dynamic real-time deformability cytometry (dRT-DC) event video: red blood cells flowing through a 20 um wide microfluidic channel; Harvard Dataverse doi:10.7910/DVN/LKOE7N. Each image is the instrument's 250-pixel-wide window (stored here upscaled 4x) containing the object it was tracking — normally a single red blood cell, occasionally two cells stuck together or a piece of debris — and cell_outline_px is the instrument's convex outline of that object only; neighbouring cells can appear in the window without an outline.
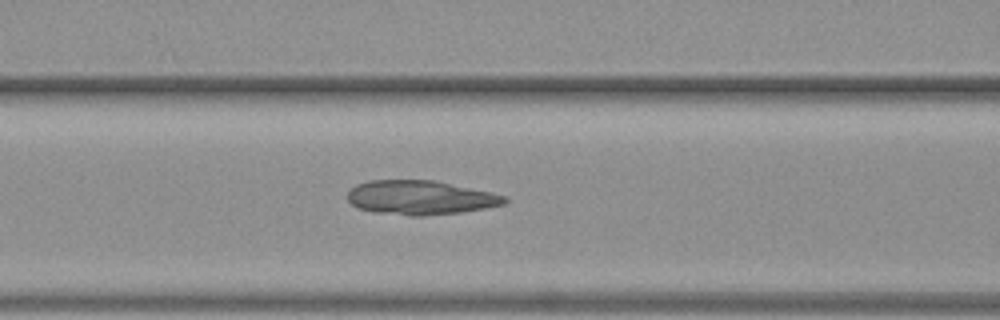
{"species": "common noctule bat (a hibernating species)", "species_latin": "Nyctalus noctula", "temperature_condition": "warm", "stored_images_in_passage": 45, "camera_frame_rate_fps": 3000, "um_per_image_px": 0.085, "animal": {"sex": "female", "body_mass_g": 19.3, "forearm_length_mm": 54.1}, "frame": {"image": 1, "passage_image": 20, "time_ms": 6.333, "image_size_px": [1000, 320], "cell_outline_px": [[508, 200], [504, 204], [484, 208], [460, 212], [424, 216], [408, 216], [372, 212], [356, 208], [348, 200], [348, 192], [356, 184], [368, 180], [432, 180], [492, 192], [508, 196]], "centroid_in_image_um": [35.71, 16.8], "position_along_channel_um": 130.9, "area_um2": 31.44}}
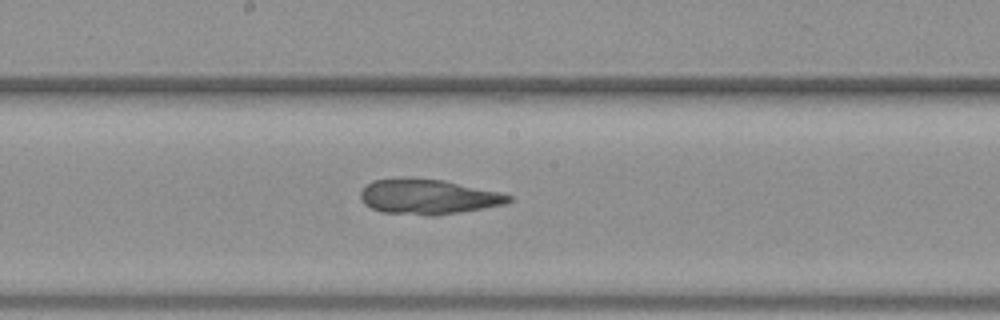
{"frame": {"image": 2, "passage_image": 26, "time_ms": 8.333, "image_size_px": [1000, 320], "cell_outline_px": [[512, 200], [504, 204], [484, 208], [436, 216], [428, 216], [380, 212], [364, 204], [360, 196], [360, 192], [372, 180], [444, 180], [500, 192], [512, 196]], "centroid_in_image_um": [36.42, 16.76], "position_along_channel_um": 211.8, "area_um2": 29.65}}
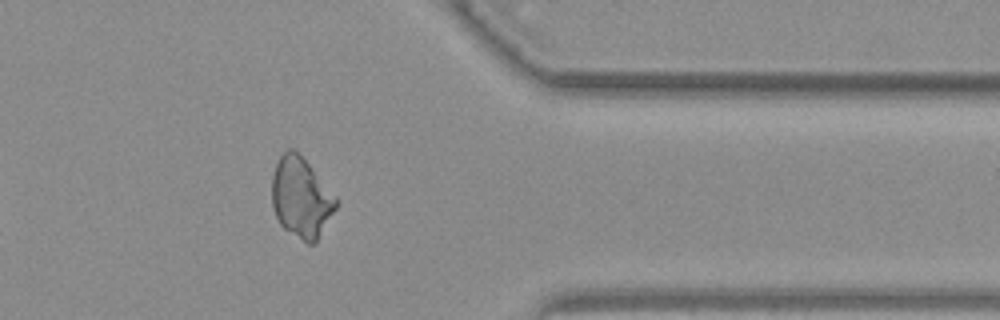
{"frame": {"image": 3, "passage_image": 40, "time_ms": 13.0, "image_size_px": [1000, 320], "cell_outline_px": [[340, 200], [336, 208], [316, 240], [312, 244], [308, 244], [284, 228], [280, 224], [276, 216], [272, 204], [272, 176], [276, 164], [280, 156], [288, 148], [292, 148], [308, 164]], "centroid_in_image_um": [25.59, 16.79], "position_along_channel_um": 385.8, "area_um2": 29.48}}